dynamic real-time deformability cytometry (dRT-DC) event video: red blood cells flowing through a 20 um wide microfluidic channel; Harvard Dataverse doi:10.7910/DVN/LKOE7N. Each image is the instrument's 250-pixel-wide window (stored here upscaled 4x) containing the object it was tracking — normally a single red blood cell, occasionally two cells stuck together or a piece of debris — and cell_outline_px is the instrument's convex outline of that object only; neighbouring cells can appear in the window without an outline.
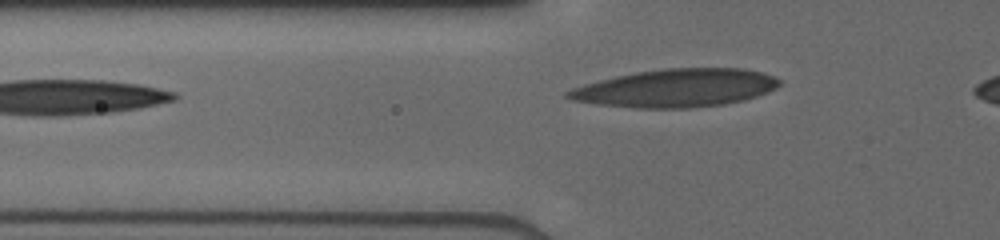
{"species": "human", "species_latin": "Homo sapiens", "temperature_condition": "cold", "stored_images_in_passage": 3, "camera_frame_rate_fps": 3000, "um_per_image_px": 0.085, "donor": {"sex": "male"}, "frame": {"image": 1, "passage_image": 3, "time_ms": 1.333, "image_size_px": [1000, 240], "cell_outline_px": [[780, 84], [776, 88], [756, 96], [744, 100], [724, 104], [688, 108], [636, 108], [596, 104], [572, 100], [564, 96], [564, 92], [572, 88], [584, 84], [616, 76], [636, 72], [668, 68], [744, 68], [760, 72], [772, 76], [780, 80]], "centroid_in_image_um": [57.42, 7.49], "position_along_channel_um": 68.4, "area_um2": 46.76}}